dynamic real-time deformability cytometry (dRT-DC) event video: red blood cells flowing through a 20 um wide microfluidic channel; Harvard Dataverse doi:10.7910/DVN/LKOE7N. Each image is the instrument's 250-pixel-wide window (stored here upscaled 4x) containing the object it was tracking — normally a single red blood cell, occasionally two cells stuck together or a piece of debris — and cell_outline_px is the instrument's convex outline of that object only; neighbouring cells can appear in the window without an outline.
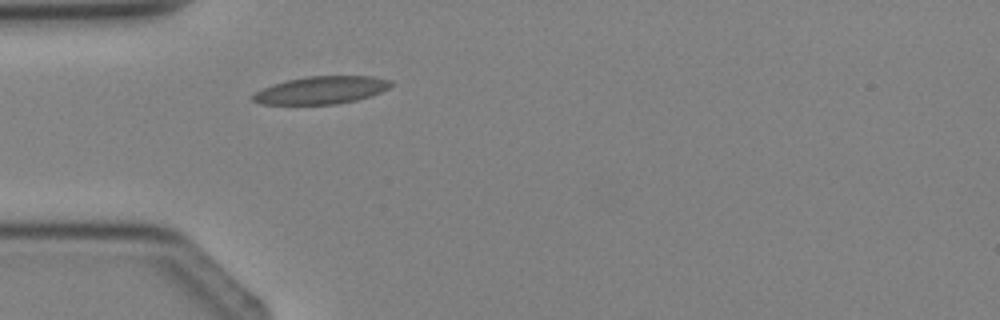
{"species": "Egyptian fruit bat (a non-hibernating species)", "species_latin": "Rousettus aegyptiacus", "temperature_condition": "cold", "stored_images_in_passage": 2, "camera_frame_rate_fps": 3000, "um_per_image_px": 0.085, "animal": {"sex": "female"}, "frame": {"image": 1, "passage_image": 2, "time_ms": 1.333, "image_size_px": [1000, 320], "cell_outline_px": [[396, 84], [372, 96], [356, 100], [336, 104], [260, 104], [252, 100], [252, 96], [256, 92], [272, 84], [288, 80], [308, 76], [372, 76], [392, 80]], "centroid_in_image_um": [27.36, 7.66], "position_along_channel_um": 57.6, "area_um2": 22.25}}